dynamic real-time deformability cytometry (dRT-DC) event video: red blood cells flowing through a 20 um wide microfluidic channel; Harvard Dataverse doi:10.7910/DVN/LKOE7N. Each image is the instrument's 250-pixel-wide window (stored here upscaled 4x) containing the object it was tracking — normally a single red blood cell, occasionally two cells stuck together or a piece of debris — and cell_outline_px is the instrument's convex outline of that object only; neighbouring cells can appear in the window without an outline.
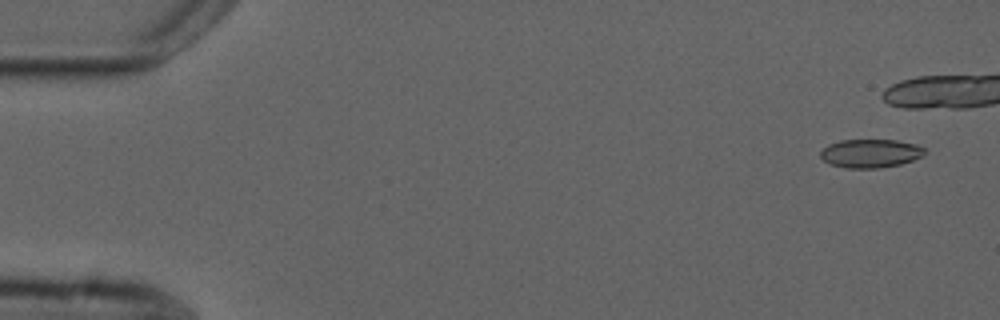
{"species": "common noctule bat (a hibernating species)", "species_latin": "Nyctalus noctula", "temperature_condition": "cold", "stored_images_in_passage": 10, "camera_frame_rate_fps": 3000, "um_per_image_px": 0.085, "animal": {"sex": "male", "forearm_length_mm": 52.5}, "frame": {"image": 1, "passage_image": 1, "time_ms": 0.0, "image_size_px": [1000, 320], "cell_outline_px": [[928, 152], [924, 156], [900, 164], [880, 168], [848, 168], [832, 164], [824, 160], [820, 156], [820, 152], [828, 144], [840, 140], [896, 140], [916, 144], [924, 148]], "centroid_in_image_um": [74.03, 13.03], "position_along_channel_um": 11.0, "area_um2": 17.34}}
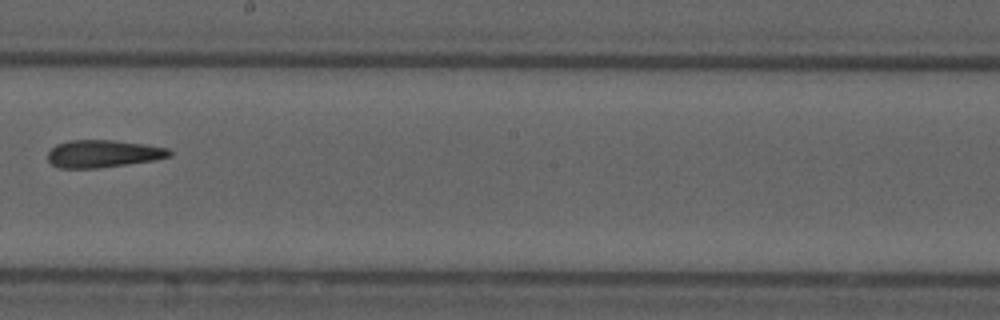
{"frame": {"image": 2, "passage_image": 10, "time_ms": 11.333, "image_size_px": [1000, 320], "cell_outline_px": [[172, 156], [156, 160], [100, 168], [60, 168], [52, 164], [48, 160], [48, 152], [56, 144], [68, 140], [112, 140], [144, 144], [168, 148], [172, 152]], "centroid_in_image_um": [8.78, 13.07], "position_along_channel_um": 239.4, "area_um2": 19.59}}